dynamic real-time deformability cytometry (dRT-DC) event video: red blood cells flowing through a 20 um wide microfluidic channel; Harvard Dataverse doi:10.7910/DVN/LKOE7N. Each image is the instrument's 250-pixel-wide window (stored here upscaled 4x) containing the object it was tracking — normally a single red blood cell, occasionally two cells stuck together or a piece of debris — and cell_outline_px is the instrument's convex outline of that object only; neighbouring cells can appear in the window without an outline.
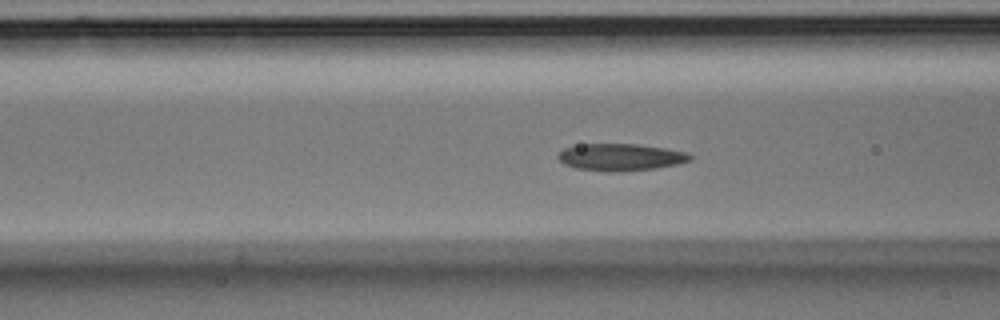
{"species": "Egyptian fruit bat (a non-hibernating species)", "species_latin": "Rousettus aegyptiacus", "temperature_condition": "room temperature", "stored_images_in_passage": 38, "camera_frame_rate_fps": 3000, "um_per_image_px": 0.085, "animal": {"sex": "male"}, "frame": {"image": 1, "passage_image": 4, "time_ms": 1.0, "image_size_px": [1000, 320], "cell_outline_px": [[692, 160], [676, 164], [656, 168], [616, 172], [608, 172], [576, 168], [564, 164], [556, 156], [564, 148], [580, 144], [636, 144], [664, 148], [688, 152], [692, 156]], "centroid_in_image_um": [52.75, 13.36], "position_along_channel_um": 113.9, "area_um2": 20.81}}
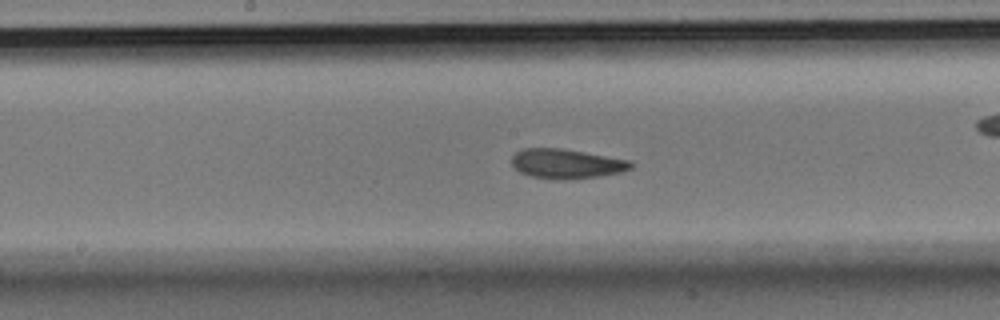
{"frame": {"image": 2, "passage_image": 11, "time_ms": 3.333, "image_size_px": [1000, 320], "cell_outline_px": [[636, 164], [632, 168], [620, 172], [600, 176], [564, 180], [560, 180], [532, 176], [520, 172], [512, 164], [512, 156], [516, 152], [524, 148], [560, 148], [632, 160]], "centroid_in_image_um": [48.2, 13.91], "position_along_channel_um": 200.0, "area_um2": 20.58}}
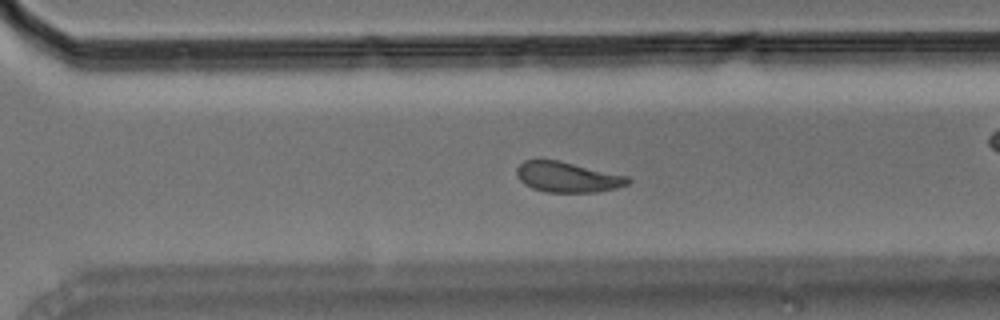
{"frame": {"image": 3, "passage_image": 21, "time_ms": 6.667, "image_size_px": [1000, 320], "cell_outline_px": [[632, 180], [628, 184], [616, 188], [596, 192], [544, 192], [532, 188], [524, 184], [516, 176], [516, 168], [524, 160], [560, 160], [628, 176]], "centroid_in_image_um": [48.23, 15.05], "position_along_channel_um": 322.4, "area_um2": 19.83}}